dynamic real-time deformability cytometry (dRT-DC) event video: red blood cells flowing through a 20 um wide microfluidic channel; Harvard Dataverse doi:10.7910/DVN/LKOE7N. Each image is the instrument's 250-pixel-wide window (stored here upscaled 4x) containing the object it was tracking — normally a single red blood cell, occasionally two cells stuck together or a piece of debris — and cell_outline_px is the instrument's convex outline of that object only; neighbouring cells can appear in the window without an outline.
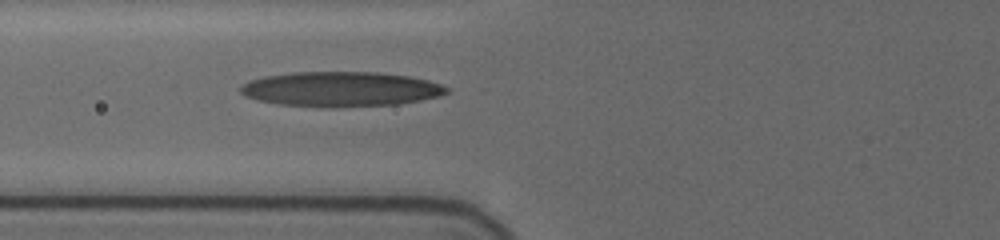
{"species": "human", "species_latin": "Homo sapiens", "temperature_condition": "cold", "stored_images_in_passage": 19, "camera_frame_rate_fps": 3000, "um_per_image_px": 0.085, "donor": {"sex": "female"}, "frame": {"image": 1, "passage_image": 19, "time_ms": 8.333, "image_size_px": [1000, 240], "cell_outline_px": [[448, 92], [440, 96], [420, 100], [396, 104], [328, 108], [280, 104], [256, 100], [244, 96], [240, 92], [240, 84], [248, 80], [264, 76], [292, 72], [376, 72], [408, 76], [428, 80], [440, 84], [448, 88]], "centroid_in_image_um": [28.9, 7.58], "position_along_channel_um": 96.9, "area_um2": 42.14}}